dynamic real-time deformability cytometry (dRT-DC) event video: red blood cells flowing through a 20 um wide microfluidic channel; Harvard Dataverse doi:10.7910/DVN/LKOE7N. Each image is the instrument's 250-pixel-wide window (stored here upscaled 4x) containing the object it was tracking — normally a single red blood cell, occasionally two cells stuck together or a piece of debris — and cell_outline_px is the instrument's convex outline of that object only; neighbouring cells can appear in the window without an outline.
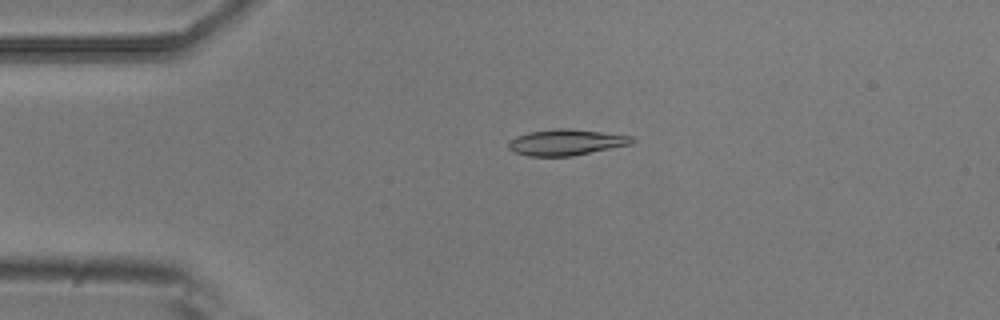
{"species": "common noctule bat (a hibernating species)", "species_latin": "Nyctalus noctula", "temperature_condition": "room temperature", "stored_images_in_passage": 3, "camera_frame_rate_fps": 3000, "um_per_image_px": 0.085, "animal": {"sex": "male", "body_mass_g": 20.5, "forearm_length_mm": 52.5}, "frame": {"image": 1, "passage_image": 2, "time_ms": 0.333, "image_size_px": [1000, 320], "cell_outline_px": [[636, 140], [632, 144], [572, 156], [528, 156], [512, 152], [508, 148], [508, 144], [516, 136], [528, 132], [556, 128], [568, 128], [632, 136]], "centroid_in_image_um": [48.11, 12.1], "position_along_channel_um": 36.9, "area_um2": 18.73}}